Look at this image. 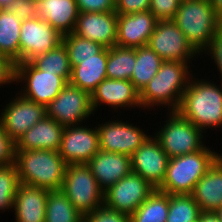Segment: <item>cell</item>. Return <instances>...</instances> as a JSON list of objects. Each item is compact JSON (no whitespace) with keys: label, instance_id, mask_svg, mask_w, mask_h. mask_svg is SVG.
<instances>
[{"label":"cell","instance_id":"cell-38","mask_svg":"<svg viewBox=\"0 0 222 222\" xmlns=\"http://www.w3.org/2000/svg\"><path fill=\"white\" fill-rule=\"evenodd\" d=\"M15 163V143L9 138L0 123V164L8 166Z\"/></svg>","mask_w":222,"mask_h":222},{"label":"cell","instance_id":"cell-46","mask_svg":"<svg viewBox=\"0 0 222 222\" xmlns=\"http://www.w3.org/2000/svg\"><path fill=\"white\" fill-rule=\"evenodd\" d=\"M215 213L217 214V216L220 219V222H222V208H219L215 211Z\"/></svg>","mask_w":222,"mask_h":222},{"label":"cell","instance_id":"cell-26","mask_svg":"<svg viewBox=\"0 0 222 222\" xmlns=\"http://www.w3.org/2000/svg\"><path fill=\"white\" fill-rule=\"evenodd\" d=\"M22 21L3 9L0 14V52L15 64L20 63V29Z\"/></svg>","mask_w":222,"mask_h":222},{"label":"cell","instance_id":"cell-39","mask_svg":"<svg viewBox=\"0 0 222 222\" xmlns=\"http://www.w3.org/2000/svg\"><path fill=\"white\" fill-rule=\"evenodd\" d=\"M79 12L115 11L116 0H76Z\"/></svg>","mask_w":222,"mask_h":222},{"label":"cell","instance_id":"cell-43","mask_svg":"<svg viewBox=\"0 0 222 222\" xmlns=\"http://www.w3.org/2000/svg\"><path fill=\"white\" fill-rule=\"evenodd\" d=\"M198 222H220V219L215 212L201 211Z\"/></svg>","mask_w":222,"mask_h":222},{"label":"cell","instance_id":"cell-24","mask_svg":"<svg viewBox=\"0 0 222 222\" xmlns=\"http://www.w3.org/2000/svg\"><path fill=\"white\" fill-rule=\"evenodd\" d=\"M191 195L201 211L222 208V155L196 183Z\"/></svg>","mask_w":222,"mask_h":222},{"label":"cell","instance_id":"cell-34","mask_svg":"<svg viewBox=\"0 0 222 222\" xmlns=\"http://www.w3.org/2000/svg\"><path fill=\"white\" fill-rule=\"evenodd\" d=\"M20 184L15 163L0 168V211L13 210L14 198Z\"/></svg>","mask_w":222,"mask_h":222},{"label":"cell","instance_id":"cell-30","mask_svg":"<svg viewBox=\"0 0 222 222\" xmlns=\"http://www.w3.org/2000/svg\"><path fill=\"white\" fill-rule=\"evenodd\" d=\"M45 214V222H83V216L61 189L49 190Z\"/></svg>","mask_w":222,"mask_h":222},{"label":"cell","instance_id":"cell-9","mask_svg":"<svg viewBox=\"0 0 222 222\" xmlns=\"http://www.w3.org/2000/svg\"><path fill=\"white\" fill-rule=\"evenodd\" d=\"M46 111L47 117L64 127L82 124L94 115L91 95L70 83L46 106Z\"/></svg>","mask_w":222,"mask_h":222},{"label":"cell","instance_id":"cell-1","mask_svg":"<svg viewBox=\"0 0 222 222\" xmlns=\"http://www.w3.org/2000/svg\"><path fill=\"white\" fill-rule=\"evenodd\" d=\"M193 76L176 111L204 133L208 128H221L222 85L220 87L216 82L213 84L212 80H200Z\"/></svg>","mask_w":222,"mask_h":222},{"label":"cell","instance_id":"cell-22","mask_svg":"<svg viewBox=\"0 0 222 222\" xmlns=\"http://www.w3.org/2000/svg\"><path fill=\"white\" fill-rule=\"evenodd\" d=\"M64 126L52 118L45 117L26 131L15 143V150L58 151Z\"/></svg>","mask_w":222,"mask_h":222},{"label":"cell","instance_id":"cell-15","mask_svg":"<svg viewBox=\"0 0 222 222\" xmlns=\"http://www.w3.org/2000/svg\"><path fill=\"white\" fill-rule=\"evenodd\" d=\"M99 150L96 126L89 128L79 124L64 127L58 153L67 165L87 164Z\"/></svg>","mask_w":222,"mask_h":222},{"label":"cell","instance_id":"cell-42","mask_svg":"<svg viewBox=\"0 0 222 222\" xmlns=\"http://www.w3.org/2000/svg\"><path fill=\"white\" fill-rule=\"evenodd\" d=\"M15 63L10 58H0V87L15 83Z\"/></svg>","mask_w":222,"mask_h":222},{"label":"cell","instance_id":"cell-32","mask_svg":"<svg viewBox=\"0 0 222 222\" xmlns=\"http://www.w3.org/2000/svg\"><path fill=\"white\" fill-rule=\"evenodd\" d=\"M201 210L191 194H169L166 222H198Z\"/></svg>","mask_w":222,"mask_h":222},{"label":"cell","instance_id":"cell-40","mask_svg":"<svg viewBox=\"0 0 222 222\" xmlns=\"http://www.w3.org/2000/svg\"><path fill=\"white\" fill-rule=\"evenodd\" d=\"M150 0H116L115 12L117 14H131L148 11Z\"/></svg>","mask_w":222,"mask_h":222},{"label":"cell","instance_id":"cell-13","mask_svg":"<svg viewBox=\"0 0 222 222\" xmlns=\"http://www.w3.org/2000/svg\"><path fill=\"white\" fill-rule=\"evenodd\" d=\"M12 98L3 105L5 108L1 111L0 123L9 138L16 143L26 131L47 116V111L45 105L28 100L19 93Z\"/></svg>","mask_w":222,"mask_h":222},{"label":"cell","instance_id":"cell-6","mask_svg":"<svg viewBox=\"0 0 222 222\" xmlns=\"http://www.w3.org/2000/svg\"><path fill=\"white\" fill-rule=\"evenodd\" d=\"M164 126L154 133L161 148L169 158L194 153L201 150L205 143L201 129L195 127L177 111H169ZM203 139V140H202Z\"/></svg>","mask_w":222,"mask_h":222},{"label":"cell","instance_id":"cell-5","mask_svg":"<svg viewBox=\"0 0 222 222\" xmlns=\"http://www.w3.org/2000/svg\"><path fill=\"white\" fill-rule=\"evenodd\" d=\"M221 155L205 145L194 153L170 158L157 189L167 194H192L196 183Z\"/></svg>","mask_w":222,"mask_h":222},{"label":"cell","instance_id":"cell-47","mask_svg":"<svg viewBox=\"0 0 222 222\" xmlns=\"http://www.w3.org/2000/svg\"><path fill=\"white\" fill-rule=\"evenodd\" d=\"M0 58H8V57L3 56L0 52Z\"/></svg>","mask_w":222,"mask_h":222},{"label":"cell","instance_id":"cell-31","mask_svg":"<svg viewBox=\"0 0 222 222\" xmlns=\"http://www.w3.org/2000/svg\"><path fill=\"white\" fill-rule=\"evenodd\" d=\"M39 70L54 73L63 77L68 83L71 77V67L67 48L61 42L51 51L37 56L31 61Z\"/></svg>","mask_w":222,"mask_h":222},{"label":"cell","instance_id":"cell-8","mask_svg":"<svg viewBox=\"0 0 222 222\" xmlns=\"http://www.w3.org/2000/svg\"><path fill=\"white\" fill-rule=\"evenodd\" d=\"M15 82H26L19 93L21 96L45 106L53 101L68 83L61 76L39 70L32 62L15 65Z\"/></svg>","mask_w":222,"mask_h":222},{"label":"cell","instance_id":"cell-4","mask_svg":"<svg viewBox=\"0 0 222 222\" xmlns=\"http://www.w3.org/2000/svg\"><path fill=\"white\" fill-rule=\"evenodd\" d=\"M173 20L200 55L222 26L210 0H181Z\"/></svg>","mask_w":222,"mask_h":222},{"label":"cell","instance_id":"cell-10","mask_svg":"<svg viewBox=\"0 0 222 222\" xmlns=\"http://www.w3.org/2000/svg\"><path fill=\"white\" fill-rule=\"evenodd\" d=\"M147 46L163 61L190 62L200 56L173 19L158 20Z\"/></svg>","mask_w":222,"mask_h":222},{"label":"cell","instance_id":"cell-21","mask_svg":"<svg viewBox=\"0 0 222 222\" xmlns=\"http://www.w3.org/2000/svg\"><path fill=\"white\" fill-rule=\"evenodd\" d=\"M38 18L48 22L62 36L73 33L79 9L76 0H34Z\"/></svg>","mask_w":222,"mask_h":222},{"label":"cell","instance_id":"cell-7","mask_svg":"<svg viewBox=\"0 0 222 222\" xmlns=\"http://www.w3.org/2000/svg\"><path fill=\"white\" fill-rule=\"evenodd\" d=\"M61 190L83 217L103 205L104 191L87 164L67 165Z\"/></svg>","mask_w":222,"mask_h":222},{"label":"cell","instance_id":"cell-25","mask_svg":"<svg viewBox=\"0 0 222 222\" xmlns=\"http://www.w3.org/2000/svg\"><path fill=\"white\" fill-rule=\"evenodd\" d=\"M108 59V48H104L94 57L81 59V62L71 68L69 83L90 95L101 81L107 78L106 65Z\"/></svg>","mask_w":222,"mask_h":222},{"label":"cell","instance_id":"cell-35","mask_svg":"<svg viewBox=\"0 0 222 222\" xmlns=\"http://www.w3.org/2000/svg\"><path fill=\"white\" fill-rule=\"evenodd\" d=\"M83 222H131L129 214L102 205L83 217Z\"/></svg>","mask_w":222,"mask_h":222},{"label":"cell","instance_id":"cell-14","mask_svg":"<svg viewBox=\"0 0 222 222\" xmlns=\"http://www.w3.org/2000/svg\"><path fill=\"white\" fill-rule=\"evenodd\" d=\"M20 63L54 49L62 42V35L48 22L36 17L22 21L20 29Z\"/></svg>","mask_w":222,"mask_h":222},{"label":"cell","instance_id":"cell-18","mask_svg":"<svg viewBox=\"0 0 222 222\" xmlns=\"http://www.w3.org/2000/svg\"><path fill=\"white\" fill-rule=\"evenodd\" d=\"M73 33L111 48L116 45L117 13L79 12Z\"/></svg>","mask_w":222,"mask_h":222},{"label":"cell","instance_id":"cell-33","mask_svg":"<svg viewBox=\"0 0 222 222\" xmlns=\"http://www.w3.org/2000/svg\"><path fill=\"white\" fill-rule=\"evenodd\" d=\"M62 42L67 48L71 68L79 64L81 59L94 57L105 48L100 43L82 38L75 33L63 35Z\"/></svg>","mask_w":222,"mask_h":222},{"label":"cell","instance_id":"cell-12","mask_svg":"<svg viewBox=\"0 0 222 222\" xmlns=\"http://www.w3.org/2000/svg\"><path fill=\"white\" fill-rule=\"evenodd\" d=\"M112 119L98 124L99 149L105 152H115L131 155L141 147L150 135L146 134L140 126H134L125 121Z\"/></svg>","mask_w":222,"mask_h":222},{"label":"cell","instance_id":"cell-37","mask_svg":"<svg viewBox=\"0 0 222 222\" xmlns=\"http://www.w3.org/2000/svg\"><path fill=\"white\" fill-rule=\"evenodd\" d=\"M6 9L21 21L38 17L34 0H14Z\"/></svg>","mask_w":222,"mask_h":222},{"label":"cell","instance_id":"cell-23","mask_svg":"<svg viewBox=\"0 0 222 222\" xmlns=\"http://www.w3.org/2000/svg\"><path fill=\"white\" fill-rule=\"evenodd\" d=\"M48 193L42 187L20 184L13 205L15 222H45Z\"/></svg>","mask_w":222,"mask_h":222},{"label":"cell","instance_id":"cell-28","mask_svg":"<svg viewBox=\"0 0 222 222\" xmlns=\"http://www.w3.org/2000/svg\"><path fill=\"white\" fill-rule=\"evenodd\" d=\"M136 61V48L113 46L108 48L106 74L109 79L129 80Z\"/></svg>","mask_w":222,"mask_h":222},{"label":"cell","instance_id":"cell-3","mask_svg":"<svg viewBox=\"0 0 222 222\" xmlns=\"http://www.w3.org/2000/svg\"><path fill=\"white\" fill-rule=\"evenodd\" d=\"M15 164L21 184L61 189L67 164L58 151L15 150Z\"/></svg>","mask_w":222,"mask_h":222},{"label":"cell","instance_id":"cell-41","mask_svg":"<svg viewBox=\"0 0 222 222\" xmlns=\"http://www.w3.org/2000/svg\"><path fill=\"white\" fill-rule=\"evenodd\" d=\"M204 53L211 56V59L214 60L213 62L217 65V70L222 78V26L218 29Z\"/></svg>","mask_w":222,"mask_h":222},{"label":"cell","instance_id":"cell-45","mask_svg":"<svg viewBox=\"0 0 222 222\" xmlns=\"http://www.w3.org/2000/svg\"><path fill=\"white\" fill-rule=\"evenodd\" d=\"M13 1L14 0H0V7L6 9Z\"/></svg>","mask_w":222,"mask_h":222},{"label":"cell","instance_id":"cell-29","mask_svg":"<svg viewBox=\"0 0 222 222\" xmlns=\"http://www.w3.org/2000/svg\"><path fill=\"white\" fill-rule=\"evenodd\" d=\"M169 194L155 191L130 215L131 222H166Z\"/></svg>","mask_w":222,"mask_h":222},{"label":"cell","instance_id":"cell-17","mask_svg":"<svg viewBox=\"0 0 222 222\" xmlns=\"http://www.w3.org/2000/svg\"><path fill=\"white\" fill-rule=\"evenodd\" d=\"M101 104L111 106L116 112L118 108L133 109L135 107L142 109L140 103V92L129 80L105 78L99 83L91 94V106L95 113Z\"/></svg>","mask_w":222,"mask_h":222},{"label":"cell","instance_id":"cell-36","mask_svg":"<svg viewBox=\"0 0 222 222\" xmlns=\"http://www.w3.org/2000/svg\"><path fill=\"white\" fill-rule=\"evenodd\" d=\"M181 0H150L149 11L158 20L174 19Z\"/></svg>","mask_w":222,"mask_h":222},{"label":"cell","instance_id":"cell-11","mask_svg":"<svg viewBox=\"0 0 222 222\" xmlns=\"http://www.w3.org/2000/svg\"><path fill=\"white\" fill-rule=\"evenodd\" d=\"M154 191L148 181L131 171L104 191L103 205L131 215Z\"/></svg>","mask_w":222,"mask_h":222},{"label":"cell","instance_id":"cell-44","mask_svg":"<svg viewBox=\"0 0 222 222\" xmlns=\"http://www.w3.org/2000/svg\"><path fill=\"white\" fill-rule=\"evenodd\" d=\"M216 16L222 21V0H210Z\"/></svg>","mask_w":222,"mask_h":222},{"label":"cell","instance_id":"cell-2","mask_svg":"<svg viewBox=\"0 0 222 222\" xmlns=\"http://www.w3.org/2000/svg\"><path fill=\"white\" fill-rule=\"evenodd\" d=\"M189 64L191 62L163 61L157 74L140 92L142 109L150 111L155 106H164L168 107L167 111H176L193 74Z\"/></svg>","mask_w":222,"mask_h":222},{"label":"cell","instance_id":"cell-27","mask_svg":"<svg viewBox=\"0 0 222 222\" xmlns=\"http://www.w3.org/2000/svg\"><path fill=\"white\" fill-rule=\"evenodd\" d=\"M162 58L148 46L136 48V61L130 81L141 92L159 71Z\"/></svg>","mask_w":222,"mask_h":222},{"label":"cell","instance_id":"cell-20","mask_svg":"<svg viewBox=\"0 0 222 222\" xmlns=\"http://www.w3.org/2000/svg\"><path fill=\"white\" fill-rule=\"evenodd\" d=\"M98 186L105 191L131 172V157L99 150L87 163Z\"/></svg>","mask_w":222,"mask_h":222},{"label":"cell","instance_id":"cell-16","mask_svg":"<svg viewBox=\"0 0 222 222\" xmlns=\"http://www.w3.org/2000/svg\"><path fill=\"white\" fill-rule=\"evenodd\" d=\"M169 159L157 139L151 135L131 155V171L157 189L163 183Z\"/></svg>","mask_w":222,"mask_h":222},{"label":"cell","instance_id":"cell-19","mask_svg":"<svg viewBox=\"0 0 222 222\" xmlns=\"http://www.w3.org/2000/svg\"><path fill=\"white\" fill-rule=\"evenodd\" d=\"M158 19L149 10L131 14H117L116 45L138 48L147 46Z\"/></svg>","mask_w":222,"mask_h":222}]
</instances>
